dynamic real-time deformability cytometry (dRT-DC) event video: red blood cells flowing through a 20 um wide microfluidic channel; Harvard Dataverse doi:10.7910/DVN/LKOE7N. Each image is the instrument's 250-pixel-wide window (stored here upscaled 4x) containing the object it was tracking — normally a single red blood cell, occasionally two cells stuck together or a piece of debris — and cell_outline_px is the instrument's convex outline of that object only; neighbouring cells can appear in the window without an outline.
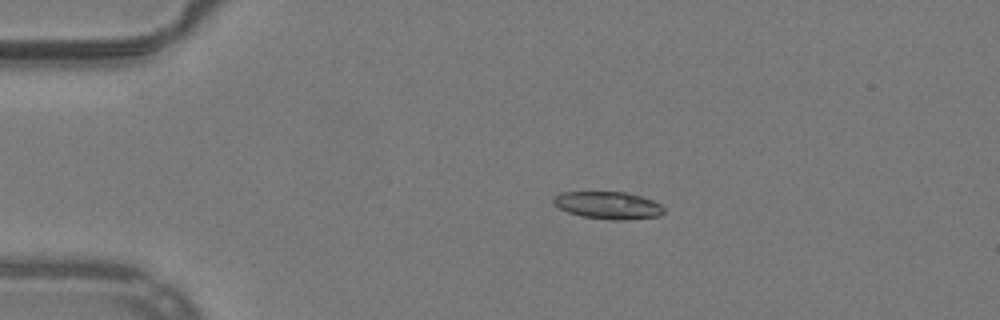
{"species": "common noctule bat (a hibernating species)", "species_latin": "Nyctalus noctula", "temperature_condition": "warm", "stored_images_in_passage": 42, "camera_frame_rate_fps": 3000, "um_per_image_px": 0.085, "animal": {"sex": "male", "body_mass_g": 19.2, "forearm_length_mm": 51.8}, "frame": {"image": 1, "passage_image": 1, "time_ms": 0.0, "image_size_px": [1000, 320], "cell_outline_px": [[664, 212], [660, 216], [580, 216], [568, 212], [552, 204], [552, 196], [560, 192], [624, 192], [640, 196], [652, 200], [660, 204], [664, 208]], "centroid_in_image_um": [51.57, 17.36], "position_along_channel_um": 33.4, "area_um2": 16.42}}
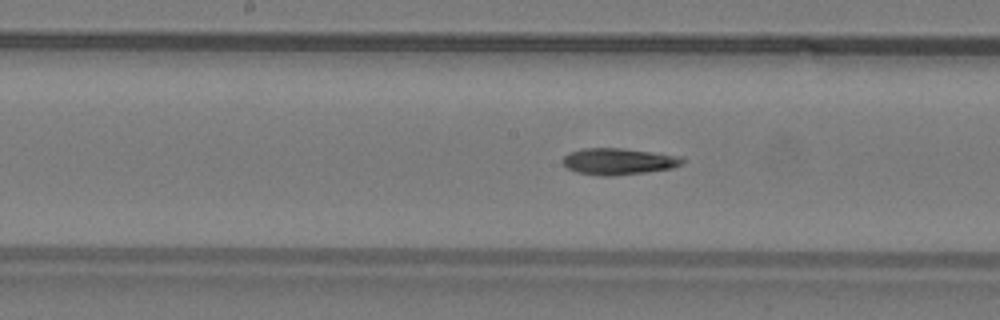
{"frame": {"image": 2, "passage_image": 17, "time_ms": 5.333, "image_size_px": [1000, 320], "cell_outline_px": [[684, 164], [672, 168], [648, 172], [612, 176], [600, 176], [576, 172], [568, 168], [560, 160], [568, 152], [584, 148], [624, 148], [660, 152], [684, 156]], "centroid_in_image_um": [52.63, 13.71], "position_along_channel_um": 195.6, "area_um2": 19.02}}
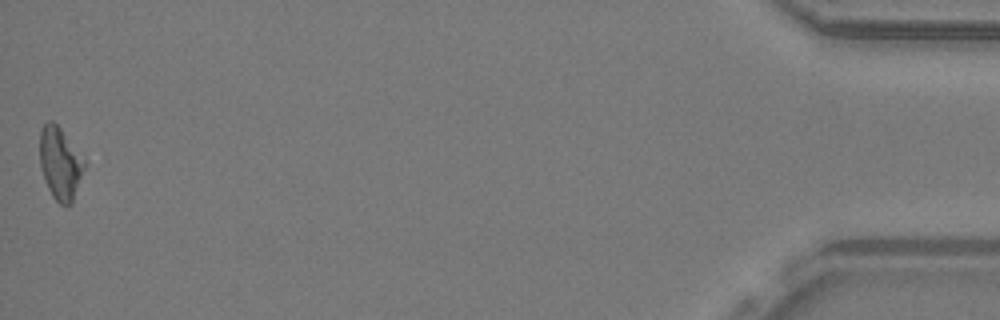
{"frame": {"image": 3, "passage_image": 42, "time_ms": 13.667, "image_size_px": [1000, 320], "cell_outline_px": [[84, 168], [72, 204], [68, 208], [60, 204], [52, 196], [48, 188], [40, 164], [40, 128], [48, 120], [52, 120], [60, 128], [84, 160]], "centroid_in_image_um": [5.09, 13.91], "position_along_channel_um": 430.1, "area_um2": 18.5}, "authors_computed_cell_mechanics": {"area_um2": 18.3515, "velocity_mm_per_s": 3.9775, "shape_relaxation_time_tau1_ms": null, "shape_relaxation_time_tau2_ms": 5.5333, "deformation_change_tau1": null, "deformation_change_tau2": 0.1746}}